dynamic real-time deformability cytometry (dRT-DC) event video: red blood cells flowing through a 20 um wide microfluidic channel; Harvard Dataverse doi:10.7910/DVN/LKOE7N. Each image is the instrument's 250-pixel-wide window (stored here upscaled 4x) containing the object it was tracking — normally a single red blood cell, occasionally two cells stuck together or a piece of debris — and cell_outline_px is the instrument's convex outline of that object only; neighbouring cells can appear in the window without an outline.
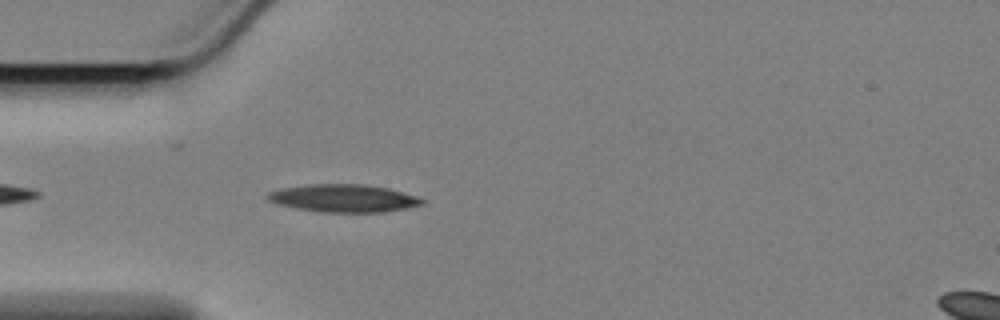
{"species": "Egyptian fruit bat (a non-hibernating species)", "species_latin": "Rousettus aegyptiacus", "temperature_condition": "cold", "stored_images_in_passage": 15, "camera_frame_rate_fps": 3000, "um_per_image_px": 0.085, "animal": {"sex": "female"}, "frame": {"image": 1, "passage_image": 4, "time_ms": 1.0, "image_size_px": [1000, 320], "cell_outline_px": [[424, 204], [404, 208], [380, 212], [320, 212], [296, 208], [280, 204], [268, 200], [264, 196], [268, 192], [284, 188], [308, 184], [364, 184], [388, 188], [416, 196], [424, 200]], "centroid_in_image_um": [29.18, 16.84], "position_along_channel_um": 55.8, "area_um2": 24.74}}
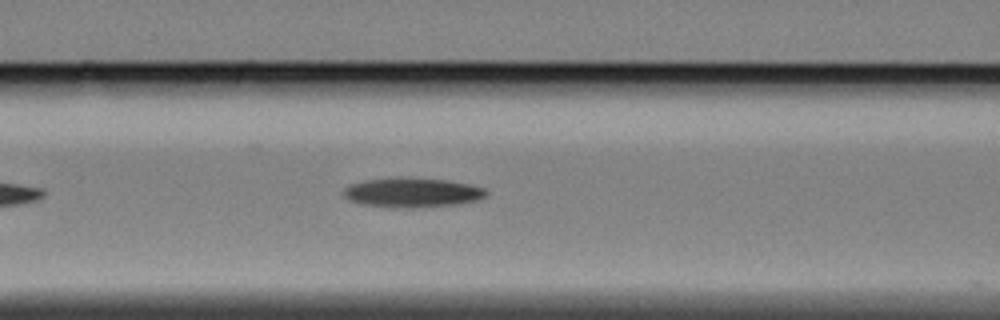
{"frame": {"image": 2, "passage_image": 11, "time_ms": 3.333, "image_size_px": [1000, 320], "cell_outline_px": [[488, 192], [484, 196], [476, 200], [456, 204], [416, 208], [392, 208], [360, 204], [348, 200], [344, 196], [344, 188], [348, 184], [364, 180], [396, 176], [408, 176], [444, 180], [468, 184], [484, 188]], "centroid_in_image_um": [34.95, 16.35], "position_along_channel_um": 131.6, "area_um2": 25.03}}
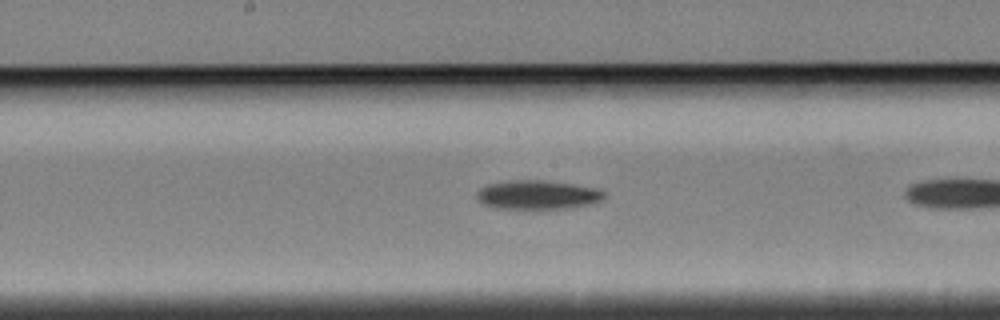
{"frame": {"image": 3, "passage_image": 14, "time_ms": 4.333, "image_size_px": [1000, 320], "cell_outline_px": [[604, 200], [588, 204], [568, 208], [496, 208], [484, 204], [476, 196], [476, 192], [480, 188], [488, 184], [508, 180], [540, 180], [572, 184], [596, 188], [604, 192]], "centroid_in_image_um": [45.68, 16.55], "position_along_channel_um": 202.5, "area_um2": 21.27}}